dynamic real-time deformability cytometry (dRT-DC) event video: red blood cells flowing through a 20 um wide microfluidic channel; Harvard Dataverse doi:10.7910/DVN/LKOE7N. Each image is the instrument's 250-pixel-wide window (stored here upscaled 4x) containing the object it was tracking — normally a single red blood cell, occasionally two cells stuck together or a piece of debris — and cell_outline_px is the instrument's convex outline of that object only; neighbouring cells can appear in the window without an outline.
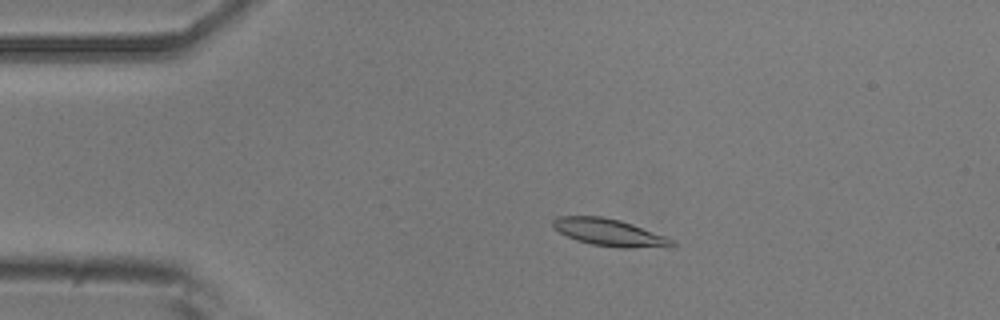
{"species": "common noctule bat (a hibernating species)", "species_latin": "Nyctalus noctula", "temperature_condition": "room temperature", "stored_images_in_passage": 33, "camera_frame_rate_fps": 3000, "um_per_image_px": 0.085, "animal": {"sex": "male", "body_mass_g": 20.5, "forearm_length_mm": 52.5}, "frame": {"image": 1, "passage_image": 11, "time_ms": 3.333, "image_size_px": [1000, 320], "cell_outline_px": [[676, 248], [620, 248], [592, 244], [576, 240], [552, 228], [552, 220], [560, 216], [600, 216], [620, 220], [632, 224], [676, 240]], "centroid_in_image_um": [51.88, 19.78], "position_along_channel_um": 33.1, "area_um2": 19.13}}
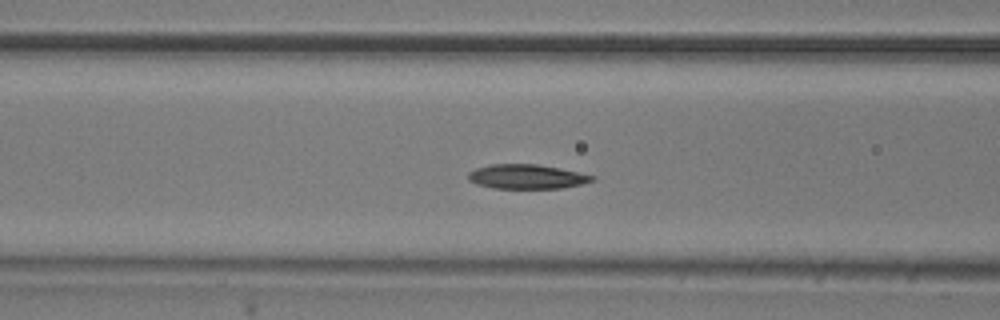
{"frame": {"image": 2, "passage_image": 21, "time_ms": 6.667, "image_size_px": [1000, 320], "cell_outline_px": [[596, 180], [580, 184], [560, 188], [492, 188], [476, 184], [468, 180], [468, 172], [476, 168], [492, 164], [536, 164], [560, 168], [596, 176]], "centroid_in_image_um": [44.76, 15.01], "position_along_channel_um": 121.8, "area_um2": 17.63}}
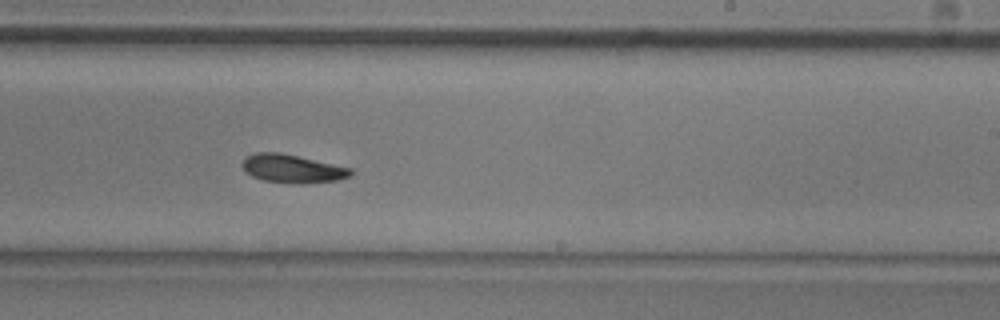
{"frame": {"image": 3, "passage_image": 32, "time_ms": 10.333, "image_size_px": [1000, 320], "cell_outline_px": [[352, 176], [336, 180], [300, 184], [264, 180], [252, 176], [244, 172], [240, 164], [244, 156], [256, 152], [280, 152], [352, 168]], "centroid_in_image_um": [24.8, 14.32], "position_along_channel_um": 264.2, "area_um2": 18.03}}